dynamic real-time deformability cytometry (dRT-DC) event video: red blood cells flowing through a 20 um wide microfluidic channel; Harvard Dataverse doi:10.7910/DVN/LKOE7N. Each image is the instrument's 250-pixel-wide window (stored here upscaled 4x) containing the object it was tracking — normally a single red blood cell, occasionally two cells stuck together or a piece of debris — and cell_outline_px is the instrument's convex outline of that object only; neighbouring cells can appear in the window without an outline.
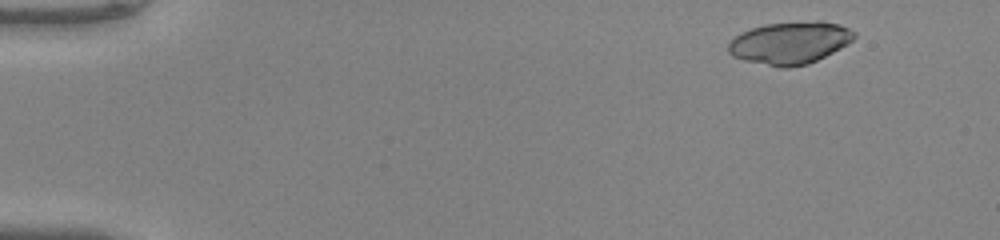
{"species": "common noctule bat (a hibernating species)", "species_latin": "Nyctalus noctula", "temperature_condition": "warm", "stored_images_in_passage": 49, "camera_frame_rate_fps": 3000, "um_per_image_px": 0.085, "animal": {"sex": "male", "body_mass_g": 20.0, "forearm_length_mm": 53.3}, "frame": {"image": 1, "passage_image": 4, "time_ms": 1.0, "image_size_px": [1000, 240], "cell_outline_px": [[856, 36], [848, 44], [808, 64], [788, 68], [780, 68], [744, 60], [732, 56], [728, 52], [728, 44], [740, 32], [764, 24], [816, 20], [820, 20], [840, 24], [856, 32]], "centroid_in_image_um": [67.15, 3.63], "position_along_channel_um": 17.8, "area_um2": 31.21}}